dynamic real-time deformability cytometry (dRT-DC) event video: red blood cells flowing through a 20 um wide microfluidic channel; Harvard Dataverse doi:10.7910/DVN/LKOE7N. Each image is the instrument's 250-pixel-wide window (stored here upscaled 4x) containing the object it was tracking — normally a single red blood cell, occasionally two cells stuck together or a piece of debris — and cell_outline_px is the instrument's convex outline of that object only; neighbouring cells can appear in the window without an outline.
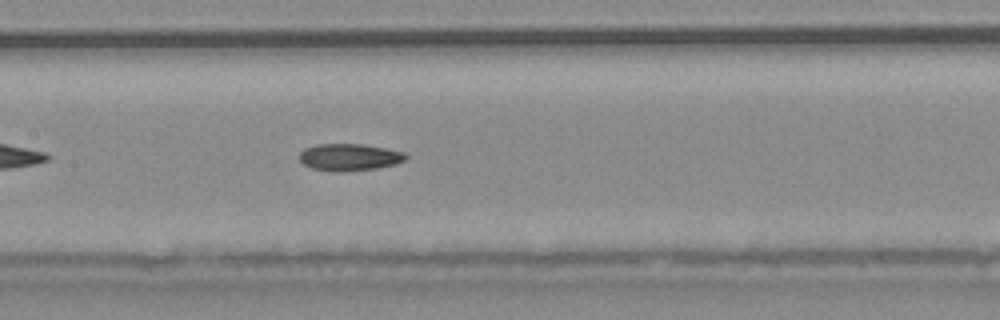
{"species": "common noctule bat (a hibernating species)", "species_latin": "Nyctalus noctula", "temperature_condition": "warm", "stored_images_in_passage": 39, "camera_frame_rate_fps": 3000, "um_per_image_px": 0.085, "animal": {"sex": "male", "body_mass_g": 20.4}, "frame": {"image": 1, "passage_image": 12, "time_ms": 3.667, "image_size_px": [1000, 320], "cell_outline_px": [[408, 156], [404, 160], [396, 164], [376, 168], [340, 172], [312, 168], [304, 164], [300, 160], [300, 152], [304, 148], [316, 144], [360, 144], [384, 148], [404, 152]], "centroid_in_image_um": [29.69, 13.35], "position_along_channel_um": 177.7, "area_um2": 16.59}}